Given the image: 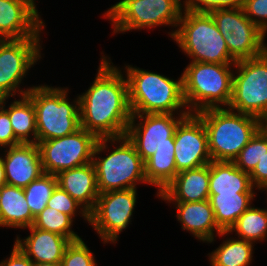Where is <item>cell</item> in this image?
<instances>
[{"label":"cell","instance_id":"cell-1","mask_svg":"<svg viewBox=\"0 0 267 266\" xmlns=\"http://www.w3.org/2000/svg\"><path fill=\"white\" fill-rule=\"evenodd\" d=\"M94 80L78 94L80 124L98 138L125 136L132 118L128 82L120 66L100 52Z\"/></svg>","mask_w":267,"mask_h":266},{"label":"cell","instance_id":"cell-2","mask_svg":"<svg viewBox=\"0 0 267 266\" xmlns=\"http://www.w3.org/2000/svg\"><path fill=\"white\" fill-rule=\"evenodd\" d=\"M125 65V66H124ZM132 114H189L183 98L182 72L175 80L136 65L124 64Z\"/></svg>","mask_w":267,"mask_h":266},{"label":"cell","instance_id":"cell-3","mask_svg":"<svg viewBox=\"0 0 267 266\" xmlns=\"http://www.w3.org/2000/svg\"><path fill=\"white\" fill-rule=\"evenodd\" d=\"M92 162L99 193L147 184L144 161L126 136L99 138Z\"/></svg>","mask_w":267,"mask_h":266},{"label":"cell","instance_id":"cell-4","mask_svg":"<svg viewBox=\"0 0 267 266\" xmlns=\"http://www.w3.org/2000/svg\"><path fill=\"white\" fill-rule=\"evenodd\" d=\"M183 10L184 0H119L101 16L110 22L112 35L163 26L171 28L167 34L172 39Z\"/></svg>","mask_w":267,"mask_h":266},{"label":"cell","instance_id":"cell-5","mask_svg":"<svg viewBox=\"0 0 267 266\" xmlns=\"http://www.w3.org/2000/svg\"><path fill=\"white\" fill-rule=\"evenodd\" d=\"M207 132L212 161L233 162L261 129V119L228 108H210L196 113Z\"/></svg>","mask_w":267,"mask_h":266},{"label":"cell","instance_id":"cell-6","mask_svg":"<svg viewBox=\"0 0 267 266\" xmlns=\"http://www.w3.org/2000/svg\"><path fill=\"white\" fill-rule=\"evenodd\" d=\"M185 66L183 98L190 113L229 106L235 64L189 62Z\"/></svg>","mask_w":267,"mask_h":266},{"label":"cell","instance_id":"cell-7","mask_svg":"<svg viewBox=\"0 0 267 266\" xmlns=\"http://www.w3.org/2000/svg\"><path fill=\"white\" fill-rule=\"evenodd\" d=\"M68 88L36 84L26 94L35 108L37 142L64 137L81 128L79 96L70 99Z\"/></svg>","mask_w":267,"mask_h":266},{"label":"cell","instance_id":"cell-8","mask_svg":"<svg viewBox=\"0 0 267 266\" xmlns=\"http://www.w3.org/2000/svg\"><path fill=\"white\" fill-rule=\"evenodd\" d=\"M173 40L190 62L235 64L210 13L183 10Z\"/></svg>","mask_w":267,"mask_h":266},{"label":"cell","instance_id":"cell-9","mask_svg":"<svg viewBox=\"0 0 267 266\" xmlns=\"http://www.w3.org/2000/svg\"><path fill=\"white\" fill-rule=\"evenodd\" d=\"M42 40H0V98L24 96L35 86V83L28 86L24 81L31 68L34 70V66L44 58Z\"/></svg>","mask_w":267,"mask_h":266},{"label":"cell","instance_id":"cell-10","mask_svg":"<svg viewBox=\"0 0 267 266\" xmlns=\"http://www.w3.org/2000/svg\"><path fill=\"white\" fill-rule=\"evenodd\" d=\"M228 109L259 119L267 115V50L235 63Z\"/></svg>","mask_w":267,"mask_h":266},{"label":"cell","instance_id":"cell-11","mask_svg":"<svg viewBox=\"0 0 267 266\" xmlns=\"http://www.w3.org/2000/svg\"><path fill=\"white\" fill-rule=\"evenodd\" d=\"M138 188L103 192L89 213V225L104 245L116 243L120 234L129 229L135 213ZM134 212V213H133Z\"/></svg>","mask_w":267,"mask_h":266},{"label":"cell","instance_id":"cell-12","mask_svg":"<svg viewBox=\"0 0 267 266\" xmlns=\"http://www.w3.org/2000/svg\"><path fill=\"white\" fill-rule=\"evenodd\" d=\"M210 14L235 62L255 58L267 50V35L246 16L243 8L216 9Z\"/></svg>","mask_w":267,"mask_h":266},{"label":"cell","instance_id":"cell-13","mask_svg":"<svg viewBox=\"0 0 267 266\" xmlns=\"http://www.w3.org/2000/svg\"><path fill=\"white\" fill-rule=\"evenodd\" d=\"M98 140L95 134L80 128L64 137L37 142L44 173L56 176L92 162Z\"/></svg>","mask_w":267,"mask_h":266},{"label":"cell","instance_id":"cell-14","mask_svg":"<svg viewBox=\"0 0 267 266\" xmlns=\"http://www.w3.org/2000/svg\"><path fill=\"white\" fill-rule=\"evenodd\" d=\"M188 114H132L125 136L145 162L163 146H174V133Z\"/></svg>","mask_w":267,"mask_h":266},{"label":"cell","instance_id":"cell-15","mask_svg":"<svg viewBox=\"0 0 267 266\" xmlns=\"http://www.w3.org/2000/svg\"><path fill=\"white\" fill-rule=\"evenodd\" d=\"M174 146L177 172L199 168L212 161L207 132L196 113H189L179 122L174 133Z\"/></svg>","mask_w":267,"mask_h":266},{"label":"cell","instance_id":"cell-16","mask_svg":"<svg viewBox=\"0 0 267 266\" xmlns=\"http://www.w3.org/2000/svg\"><path fill=\"white\" fill-rule=\"evenodd\" d=\"M36 1L0 0V40L43 38L47 26Z\"/></svg>","mask_w":267,"mask_h":266},{"label":"cell","instance_id":"cell-17","mask_svg":"<svg viewBox=\"0 0 267 266\" xmlns=\"http://www.w3.org/2000/svg\"><path fill=\"white\" fill-rule=\"evenodd\" d=\"M5 168L6 184L25 188L43 173L37 144L20 143L0 150Z\"/></svg>","mask_w":267,"mask_h":266},{"label":"cell","instance_id":"cell-18","mask_svg":"<svg viewBox=\"0 0 267 266\" xmlns=\"http://www.w3.org/2000/svg\"><path fill=\"white\" fill-rule=\"evenodd\" d=\"M176 209V220L182 231L189 233L199 242L215 244L223 231L216 223L214 210L209 199L195 202H165Z\"/></svg>","mask_w":267,"mask_h":266},{"label":"cell","instance_id":"cell-19","mask_svg":"<svg viewBox=\"0 0 267 266\" xmlns=\"http://www.w3.org/2000/svg\"><path fill=\"white\" fill-rule=\"evenodd\" d=\"M29 232L26 237L16 235L14 243L33 263H58L62 261L66 247L71 241L58 234L40 230L33 225L24 229ZM29 230V231H28Z\"/></svg>","mask_w":267,"mask_h":266},{"label":"cell","instance_id":"cell-20","mask_svg":"<svg viewBox=\"0 0 267 266\" xmlns=\"http://www.w3.org/2000/svg\"><path fill=\"white\" fill-rule=\"evenodd\" d=\"M210 163L178 172L158 199L164 202H195L209 199Z\"/></svg>","mask_w":267,"mask_h":266},{"label":"cell","instance_id":"cell-21","mask_svg":"<svg viewBox=\"0 0 267 266\" xmlns=\"http://www.w3.org/2000/svg\"><path fill=\"white\" fill-rule=\"evenodd\" d=\"M56 177L58 186L80 203L89 213L95 208L100 193L93 162L62 171Z\"/></svg>","mask_w":267,"mask_h":266},{"label":"cell","instance_id":"cell-22","mask_svg":"<svg viewBox=\"0 0 267 266\" xmlns=\"http://www.w3.org/2000/svg\"><path fill=\"white\" fill-rule=\"evenodd\" d=\"M35 217L27 204L23 188L5 184L0 188V228L24 229L34 224Z\"/></svg>","mask_w":267,"mask_h":266},{"label":"cell","instance_id":"cell-23","mask_svg":"<svg viewBox=\"0 0 267 266\" xmlns=\"http://www.w3.org/2000/svg\"><path fill=\"white\" fill-rule=\"evenodd\" d=\"M257 192L250 175L237 168L234 162H210L209 194Z\"/></svg>","mask_w":267,"mask_h":266},{"label":"cell","instance_id":"cell-24","mask_svg":"<svg viewBox=\"0 0 267 266\" xmlns=\"http://www.w3.org/2000/svg\"><path fill=\"white\" fill-rule=\"evenodd\" d=\"M0 98V105L8 112L15 137L21 143L37 144L36 113L32 100L27 96ZM7 103H9L7 105Z\"/></svg>","mask_w":267,"mask_h":266},{"label":"cell","instance_id":"cell-25","mask_svg":"<svg viewBox=\"0 0 267 266\" xmlns=\"http://www.w3.org/2000/svg\"><path fill=\"white\" fill-rule=\"evenodd\" d=\"M217 237L223 240L217 248L207 254L210 266L252 265L256 249L254 243L233 237L228 231H222Z\"/></svg>","mask_w":267,"mask_h":266},{"label":"cell","instance_id":"cell-26","mask_svg":"<svg viewBox=\"0 0 267 266\" xmlns=\"http://www.w3.org/2000/svg\"><path fill=\"white\" fill-rule=\"evenodd\" d=\"M257 193L209 194L217 225L228 231L236 220L253 204Z\"/></svg>","mask_w":267,"mask_h":266},{"label":"cell","instance_id":"cell-27","mask_svg":"<svg viewBox=\"0 0 267 266\" xmlns=\"http://www.w3.org/2000/svg\"><path fill=\"white\" fill-rule=\"evenodd\" d=\"M174 153L175 146H163L144 162L147 186L156 187V198L178 174Z\"/></svg>","mask_w":267,"mask_h":266},{"label":"cell","instance_id":"cell-28","mask_svg":"<svg viewBox=\"0 0 267 266\" xmlns=\"http://www.w3.org/2000/svg\"><path fill=\"white\" fill-rule=\"evenodd\" d=\"M228 232L231 235L235 234L236 238L247 240L255 245L267 241V208L255 207L253 203Z\"/></svg>","mask_w":267,"mask_h":266},{"label":"cell","instance_id":"cell-29","mask_svg":"<svg viewBox=\"0 0 267 266\" xmlns=\"http://www.w3.org/2000/svg\"><path fill=\"white\" fill-rule=\"evenodd\" d=\"M75 221L76 220L71 216L46 206V208L35 217L33 226L40 230L49 231L66 237L73 242L82 238V236H79L78 232L74 231L73 225H75Z\"/></svg>","mask_w":267,"mask_h":266},{"label":"cell","instance_id":"cell-30","mask_svg":"<svg viewBox=\"0 0 267 266\" xmlns=\"http://www.w3.org/2000/svg\"><path fill=\"white\" fill-rule=\"evenodd\" d=\"M57 185L55 175L43 173L23 189L25 199L34 217L46 208L48 200Z\"/></svg>","mask_w":267,"mask_h":266},{"label":"cell","instance_id":"cell-31","mask_svg":"<svg viewBox=\"0 0 267 266\" xmlns=\"http://www.w3.org/2000/svg\"><path fill=\"white\" fill-rule=\"evenodd\" d=\"M267 153V135L260 129L233 161L237 168L250 174Z\"/></svg>","mask_w":267,"mask_h":266},{"label":"cell","instance_id":"cell-32","mask_svg":"<svg viewBox=\"0 0 267 266\" xmlns=\"http://www.w3.org/2000/svg\"><path fill=\"white\" fill-rule=\"evenodd\" d=\"M47 207L65 213L74 220L80 216L89 225V212L58 185L48 200Z\"/></svg>","mask_w":267,"mask_h":266},{"label":"cell","instance_id":"cell-33","mask_svg":"<svg viewBox=\"0 0 267 266\" xmlns=\"http://www.w3.org/2000/svg\"><path fill=\"white\" fill-rule=\"evenodd\" d=\"M80 240L71 242L64 252L62 266H97L94 252L88 247L86 242Z\"/></svg>","mask_w":267,"mask_h":266},{"label":"cell","instance_id":"cell-34","mask_svg":"<svg viewBox=\"0 0 267 266\" xmlns=\"http://www.w3.org/2000/svg\"><path fill=\"white\" fill-rule=\"evenodd\" d=\"M244 0H184V9L210 13L216 9L243 8Z\"/></svg>","mask_w":267,"mask_h":266},{"label":"cell","instance_id":"cell-35","mask_svg":"<svg viewBox=\"0 0 267 266\" xmlns=\"http://www.w3.org/2000/svg\"><path fill=\"white\" fill-rule=\"evenodd\" d=\"M246 16L267 35V0H244Z\"/></svg>","mask_w":267,"mask_h":266},{"label":"cell","instance_id":"cell-36","mask_svg":"<svg viewBox=\"0 0 267 266\" xmlns=\"http://www.w3.org/2000/svg\"><path fill=\"white\" fill-rule=\"evenodd\" d=\"M20 143L13 132L8 112L0 105V150Z\"/></svg>","mask_w":267,"mask_h":266},{"label":"cell","instance_id":"cell-37","mask_svg":"<svg viewBox=\"0 0 267 266\" xmlns=\"http://www.w3.org/2000/svg\"><path fill=\"white\" fill-rule=\"evenodd\" d=\"M253 187L267 195V153L258 161L254 170L249 174Z\"/></svg>","mask_w":267,"mask_h":266},{"label":"cell","instance_id":"cell-38","mask_svg":"<svg viewBox=\"0 0 267 266\" xmlns=\"http://www.w3.org/2000/svg\"><path fill=\"white\" fill-rule=\"evenodd\" d=\"M9 257H4L0 261V266H33L34 263L23 253V251L14 243Z\"/></svg>","mask_w":267,"mask_h":266},{"label":"cell","instance_id":"cell-39","mask_svg":"<svg viewBox=\"0 0 267 266\" xmlns=\"http://www.w3.org/2000/svg\"><path fill=\"white\" fill-rule=\"evenodd\" d=\"M6 184L5 168L3 161L0 158V188Z\"/></svg>","mask_w":267,"mask_h":266},{"label":"cell","instance_id":"cell-40","mask_svg":"<svg viewBox=\"0 0 267 266\" xmlns=\"http://www.w3.org/2000/svg\"><path fill=\"white\" fill-rule=\"evenodd\" d=\"M261 129L267 135V115L261 119Z\"/></svg>","mask_w":267,"mask_h":266},{"label":"cell","instance_id":"cell-41","mask_svg":"<svg viewBox=\"0 0 267 266\" xmlns=\"http://www.w3.org/2000/svg\"><path fill=\"white\" fill-rule=\"evenodd\" d=\"M33 266H62L61 262L58 263H45V262H41V263H34Z\"/></svg>","mask_w":267,"mask_h":266}]
</instances>
